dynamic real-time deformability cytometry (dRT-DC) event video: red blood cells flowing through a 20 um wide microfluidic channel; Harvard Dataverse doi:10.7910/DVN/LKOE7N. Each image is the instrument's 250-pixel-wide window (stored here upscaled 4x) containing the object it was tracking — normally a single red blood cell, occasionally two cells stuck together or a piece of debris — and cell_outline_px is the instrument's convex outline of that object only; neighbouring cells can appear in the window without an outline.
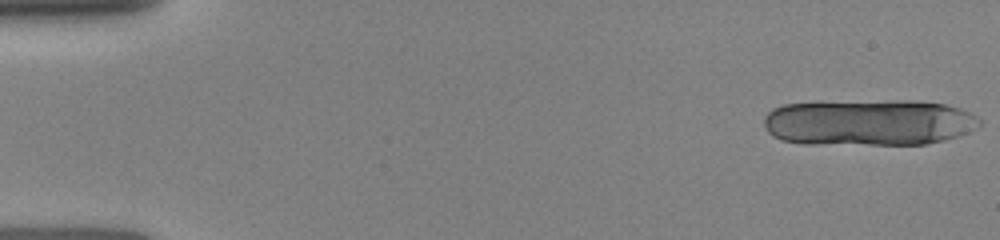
{"species": "human", "species_latin": "Homo sapiens", "temperature_condition": "room temperature", "stored_images_in_passage": 18, "camera_frame_rate_fps": 3000, "um_per_image_px": 0.085, "donor": {"sex": "female"}, "frame": {"image": 1, "passage_image": 1, "time_ms": 0.0, "image_size_px": [1000, 240], "cell_outline_px": [[980, 124], [968, 132], [944, 140], [924, 144], [804, 144], [780, 140], [772, 136], [768, 132], [764, 124], [764, 116], [772, 108], [784, 104], [896, 100], [912, 100], [944, 104], [960, 108], [976, 116], [980, 120]], "centroid_in_image_um": [73.81, 10.41], "position_along_channel_um": 11.2, "area_um2": 58.26}}